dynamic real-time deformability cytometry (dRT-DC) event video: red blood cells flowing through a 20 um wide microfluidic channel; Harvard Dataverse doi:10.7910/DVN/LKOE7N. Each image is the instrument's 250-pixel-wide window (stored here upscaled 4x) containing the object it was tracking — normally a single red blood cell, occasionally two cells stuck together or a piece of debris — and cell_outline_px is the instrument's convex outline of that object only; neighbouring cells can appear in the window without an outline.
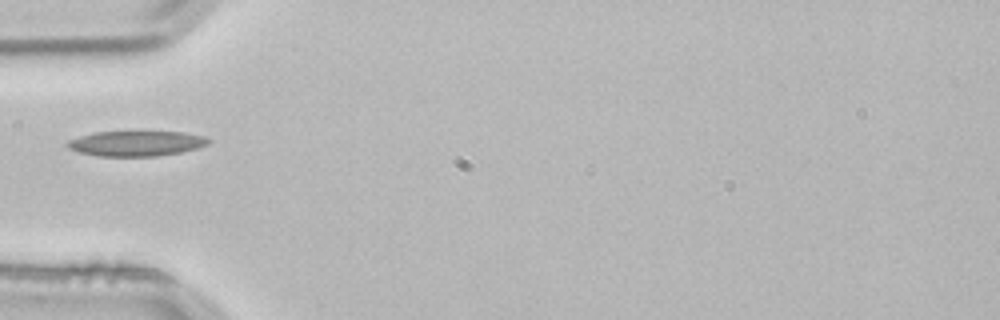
{"species": "common noctule bat (a hibernating species)", "species_latin": "Nyctalus noctula", "temperature_condition": "room temperature", "stored_images_in_passage": 3, "camera_frame_rate_fps": 3000, "um_per_image_px": 0.085, "animal": {"sex": "male", "body_mass_g": 21.5, "forearm_length_mm": 52.0}, "frame": {"image": 1, "passage_image": 3, "time_ms": 0.667, "image_size_px": [1000, 320], "cell_outline_px": [[212, 140], [208, 144], [196, 148], [180, 152], [156, 156], [96, 156], [80, 152], [68, 148], [64, 144], [68, 140], [80, 136], [96, 132], [184, 132], [204, 136]], "centroid_in_image_um": [11.56, 12.19], "position_along_channel_um": 73.4, "area_um2": 20.63}}